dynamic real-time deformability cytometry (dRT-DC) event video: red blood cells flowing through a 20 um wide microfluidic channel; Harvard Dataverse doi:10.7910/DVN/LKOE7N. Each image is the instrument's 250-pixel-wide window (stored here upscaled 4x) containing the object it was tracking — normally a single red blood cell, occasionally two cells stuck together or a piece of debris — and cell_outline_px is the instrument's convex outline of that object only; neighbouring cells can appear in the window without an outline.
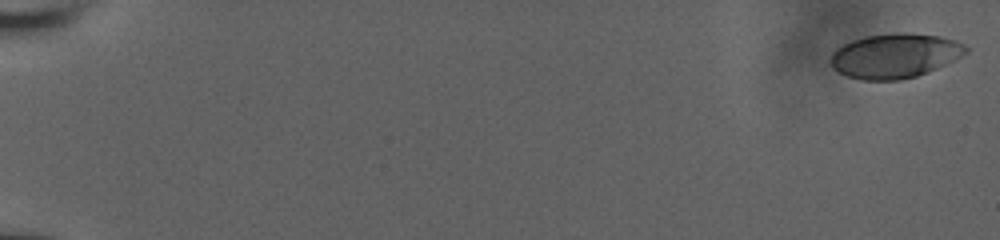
{"species": "human", "species_latin": "Homo sapiens", "temperature_condition": "room temperature", "stored_images_in_passage": 57, "camera_frame_rate_fps": 3000, "um_per_image_px": 0.085, "donor": {"sex": "male"}, "frame": {"image": 1, "passage_image": 1, "time_ms": 0.0, "image_size_px": [1000, 240], "cell_outline_px": [[968, 52], [928, 72], [916, 76], [900, 80], [864, 80], [848, 76], [840, 72], [832, 64], [832, 52], [844, 44], [852, 40], [864, 36], [896, 32], [904, 32], [940, 36], [964, 44], [968, 48]], "centroid_in_image_um": [76.07, 4.73], "position_along_channel_um": 8.9, "area_um2": 34.68}}
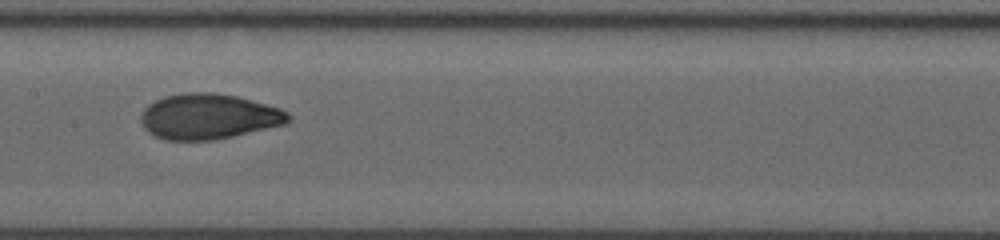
{"frame": {"image": 2, "passage_image": 32, "time_ms": 10.333, "image_size_px": [1000, 240], "cell_outline_px": [[292, 116], [284, 124], [216, 140], [164, 140], [148, 132], [144, 128], [140, 120], [140, 116], [144, 108], [148, 104], [164, 96], [184, 92], [216, 92], [236, 96], [280, 108], [288, 112]], "centroid_in_image_um": [17.69, 9.9], "position_along_channel_um": 189.7, "area_um2": 39.07}}
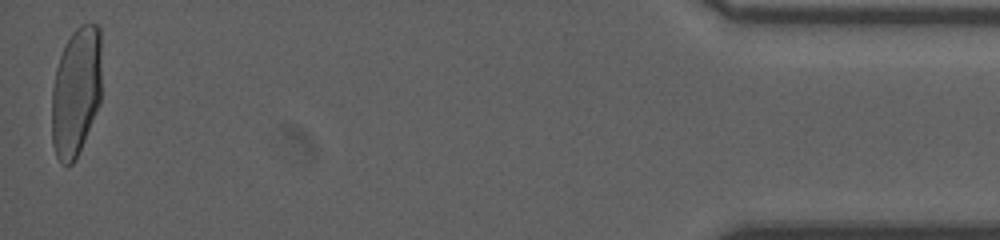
{"frame": {"image": 3, "passage_image": 57, "time_ms": 18.667, "image_size_px": [1000, 240], "cell_outline_px": [[100, 100], [84, 140], [72, 164], [68, 168], [56, 156], [52, 144], [52, 88], [56, 68], [60, 56], [72, 32], [80, 24], [96, 24], [100, 28]], "centroid_in_image_um": [6.44, 7.79], "position_along_channel_um": 428.8, "area_um2": 37.22}, "authors_computed_cell_mechanics": {"area_um2": 37.3388, "velocity_mm_per_s": 3.8387, "shape_relaxation_time_tau1_ms": 6.527, "shape_relaxation_time_tau2_ms": null, "deformation_change_tau1": 0.2177, "deformation_change_tau2": null}}